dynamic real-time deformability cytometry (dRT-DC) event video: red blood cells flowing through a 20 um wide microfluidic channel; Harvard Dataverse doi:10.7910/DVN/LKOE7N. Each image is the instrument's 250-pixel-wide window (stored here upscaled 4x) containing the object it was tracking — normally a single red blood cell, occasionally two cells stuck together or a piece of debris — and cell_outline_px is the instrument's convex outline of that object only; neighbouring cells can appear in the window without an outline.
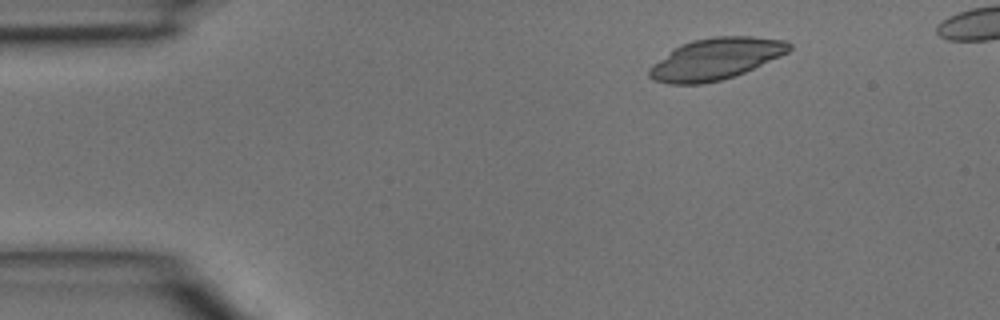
{"species": "common noctule bat (a hibernating species)", "species_latin": "Nyctalus noctula", "temperature_condition": "room temperature", "stored_images_in_passage": 3, "camera_frame_rate_fps": 3000, "um_per_image_px": 0.085, "animal": {"sex": "male", "body_mass_g": 15.6}, "frame": {"image": 1, "passage_image": 1, "time_ms": 0.0, "image_size_px": [1000, 320], "cell_outline_px": [[792, 48], [788, 52], [780, 56], [744, 72], [720, 80], [700, 84], [668, 84], [652, 80], [648, 76], [648, 68], [652, 64], [680, 44], [692, 40], [716, 36], [752, 36], [784, 40], [792, 44]], "centroid_in_image_um": [60.8, 5.0], "position_along_channel_um": 24.2, "area_um2": 33.76}}